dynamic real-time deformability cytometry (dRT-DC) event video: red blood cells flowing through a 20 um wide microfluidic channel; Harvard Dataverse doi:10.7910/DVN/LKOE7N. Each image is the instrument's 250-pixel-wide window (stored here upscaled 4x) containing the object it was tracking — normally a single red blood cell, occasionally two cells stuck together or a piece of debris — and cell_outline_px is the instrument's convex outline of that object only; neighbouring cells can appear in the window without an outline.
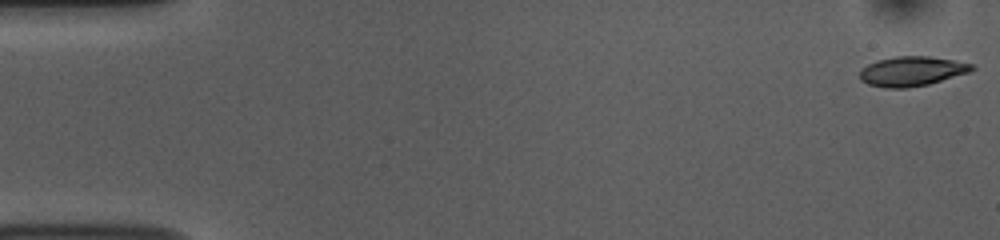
{"species": "common noctule bat (a hibernating species)", "species_latin": "Nyctalus noctula", "temperature_condition": "room temperature", "stored_images_in_passage": 53, "camera_frame_rate_fps": 3000, "um_per_image_px": 0.085, "animal": {"sex": "female", "body_mass_g": 10.0, "forearm_length_mm": 53.1}, "frame": {"image": 1, "passage_image": 1, "time_ms": 0.0, "image_size_px": [1000, 240], "cell_outline_px": [[976, 68], [968, 72], [928, 84], [904, 88], [888, 88], [868, 84], [860, 80], [860, 68], [876, 60], [896, 56], [928, 56], [952, 60], [972, 64]], "centroid_in_image_um": [77.45, 6.05], "position_along_channel_um": 7.5, "area_um2": 19.19}}
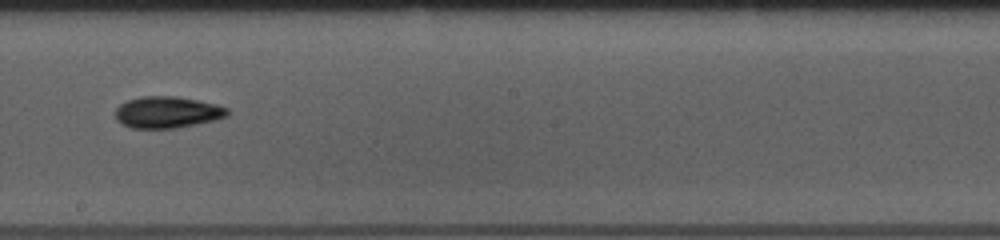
{"frame": {"image": 2, "passage_image": 30, "time_ms": 9.667, "image_size_px": [1000, 240], "cell_outline_px": [[228, 116], [216, 120], [176, 128], [132, 128], [120, 124], [116, 120], [116, 108], [120, 104], [128, 100], [140, 96], [176, 96], [216, 104], [228, 108]], "centroid_in_image_um": [14.2, 9.54], "position_along_channel_um": 234.0, "area_um2": 20.69}}
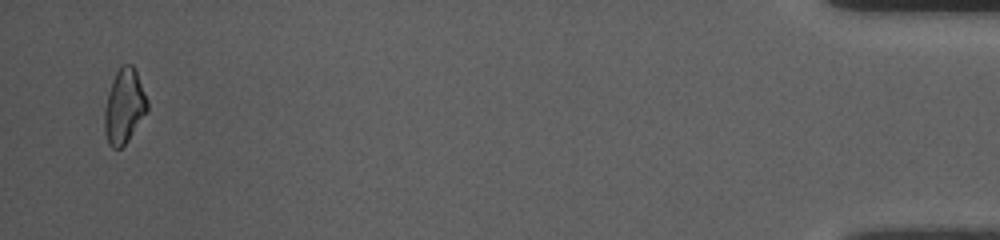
{"frame": {"image": 3, "passage_image": 52, "time_ms": 17.0, "image_size_px": [1000, 240], "cell_outline_px": [[148, 108], [128, 140], [120, 148], [112, 148], [108, 144], [104, 132], [104, 108], [108, 92], [112, 80], [116, 72], [124, 64], [132, 64], [136, 72], [148, 100]], "centroid_in_image_um": [10.53, 9.04], "position_along_channel_um": 424.7, "area_um2": 18.38}, "authors_computed_cell_mechanics": {"area_um2": 19.1896, "velocity_mm_per_s": 3.7507, "shape_relaxation_time_tau1_ms": 3.8694, "shape_relaxation_time_tau2_ms": null, "deformation_change_tau1": 0.1119, "deformation_change_tau2": null}}